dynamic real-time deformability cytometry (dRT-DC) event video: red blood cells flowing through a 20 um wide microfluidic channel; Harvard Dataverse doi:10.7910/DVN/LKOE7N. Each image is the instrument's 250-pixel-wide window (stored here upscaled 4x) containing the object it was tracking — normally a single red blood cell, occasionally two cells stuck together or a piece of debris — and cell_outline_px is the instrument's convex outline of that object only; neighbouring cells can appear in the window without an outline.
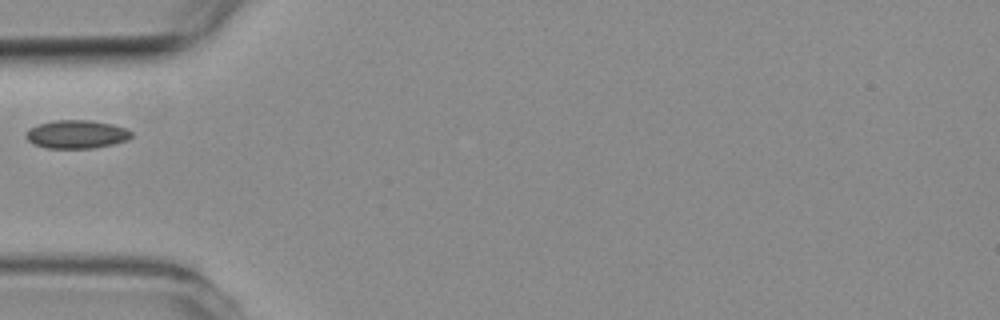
{"species": "common noctule bat (a hibernating species)", "species_latin": "Nyctalus noctula", "temperature_condition": "room temperature", "stored_images_in_passage": 4, "camera_frame_rate_fps": 3000, "um_per_image_px": 0.085, "animal": {"sex": "female", "body_mass_g": 19.3, "forearm_length_mm": 54.1}, "frame": {"image": 1, "passage_image": 4, "time_ms": 4.667, "image_size_px": [1000, 320], "cell_outline_px": [[132, 136], [128, 140], [112, 144], [92, 148], [48, 148], [36, 144], [28, 140], [24, 136], [28, 128], [52, 120], [88, 120], [112, 124], [128, 128], [132, 132]], "centroid_in_image_um": [6.52, 11.4], "position_along_channel_um": 78.5, "area_um2": 17.4}}